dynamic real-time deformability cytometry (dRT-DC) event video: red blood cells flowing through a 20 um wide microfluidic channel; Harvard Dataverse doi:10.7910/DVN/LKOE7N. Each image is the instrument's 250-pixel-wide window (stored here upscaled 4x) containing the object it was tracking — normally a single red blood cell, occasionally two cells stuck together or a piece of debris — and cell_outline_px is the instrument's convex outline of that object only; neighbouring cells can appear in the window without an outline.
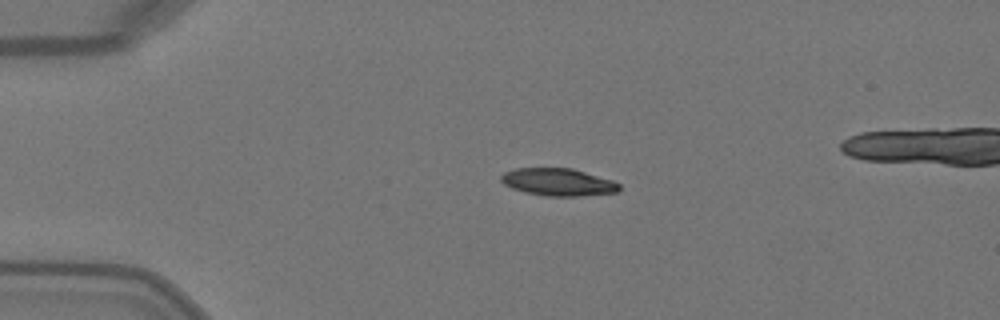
{"species": "Egyptian fruit bat (a non-hibernating species)", "species_latin": "Rousettus aegyptiacus", "temperature_condition": "warm", "stored_images_in_passage": 48, "camera_frame_rate_fps": 3000, "um_per_image_px": 0.085, "animal": {"sex": "female"}, "frame": {"image": 1, "passage_image": 11, "time_ms": 3.333, "image_size_px": [1000, 320], "cell_outline_px": [[620, 188], [616, 192], [580, 196], [544, 196], [524, 192], [512, 188], [504, 184], [500, 180], [500, 176], [504, 172], [516, 168], [572, 168], [612, 180], [620, 184]], "centroid_in_image_um": [47.41, 15.48], "position_along_channel_um": 37.6, "area_um2": 18.9}}
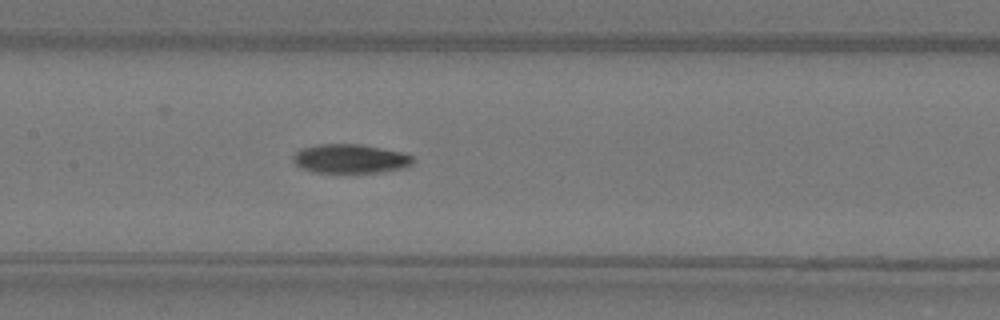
{"frame": {"image": 2, "passage_image": 24, "time_ms": 7.667, "image_size_px": [1000, 320], "cell_outline_px": [[416, 160], [408, 168], [380, 172], [312, 172], [300, 168], [292, 160], [292, 156], [300, 148], [320, 144], [360, 144], [400, 152], [412, 156]], "centroid_in_image_um": [29.77, 13.49], "position_along_channel_um": 177.6, "area_um2": 20.4}}
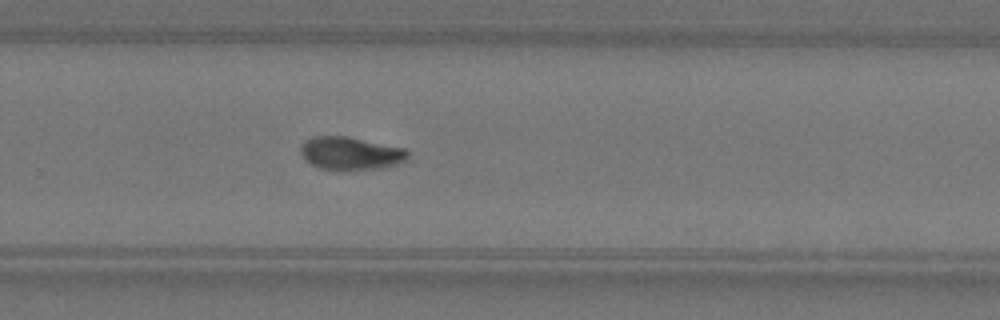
{"frame": {"image": 3, "passage_image": 33, "time_ms": 10.667, "image_size_px": [1000, 320], "cell_outline_px": [[408, 156], [400, 164], [384, 168], [336, 172], [320, 168], [304, 160], [300, 152], [300, 144], [304, 140], [312, 136], [348, 136], [404, 148], [408, 152]], "centroid_in_image_um": [29.76, 13.06], "position_along_channel_um": 300.0, "area_um2": 21.27}, "authors_computed_cell_mechanics": {"area_um2": 20.23, "velocity_mm_per_s": 4.0892, "shape_relaxation_time_tau1_ms": 3.3605, "shape_relaxation_time_tau2_ms": null, "deformation_change_tau1": 0.1663, "deformation_change_tau2": null}}